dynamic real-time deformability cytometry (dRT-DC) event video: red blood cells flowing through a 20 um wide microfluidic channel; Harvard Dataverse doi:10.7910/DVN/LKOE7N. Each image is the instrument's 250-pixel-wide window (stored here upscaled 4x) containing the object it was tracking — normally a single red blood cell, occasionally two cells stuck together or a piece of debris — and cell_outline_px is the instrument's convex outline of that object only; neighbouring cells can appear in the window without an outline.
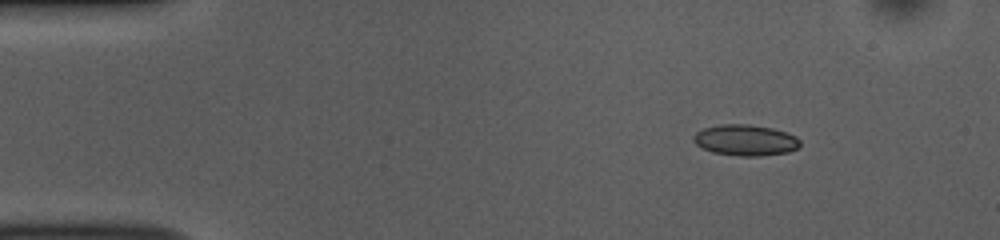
{"species": "common noctule bat (a hibernating species)", "species_latin": "Nyctalus noctula", "temperature_condition": "room temperature", "stored_images_in_passage": 46, "camera_frame_rate_fps": 3000, "um_per_image_px": 0.085, "animal": {"sex": "female", "body_mass_g": 10.0, "forearm_length_mm": 53.1}, "frame": {"image": 1, "passage_image": 1, "time_ms": 0.0, "image_size_px": [1000, 240], "cell_outline_px": [[800, 148], [788, 152], [760, 156], [736, 156], [712, 152], [696, 144], [692, 140], [692, 136], [696, 132], [704, 128], [720, 124], [748, 124], [772, 128], [796, 136], [800, 140]], "centroid_in_image_um": [63.36, 11.92], "position_along_channel_um": 21.6, "area_um2": 19.36}}
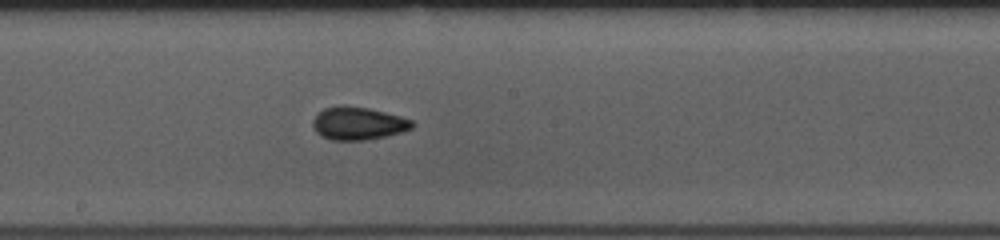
{"frame": {"image": 2, "passage_image": 22, "time_ms": 7.0, "image_size_px": [1000, 240], "cell_outline_px": [[416, 124], [412, 128], [388, 136], [364, 140], [332, 140], [316, 132], [312, 128], [312, 120], [324, 108], [340, 104], [344, 104], [368, 108], [400, 116], [412, 120]], "centroid_in_image_um": [30.44, 10.47], "position_along_channel_um": 217.8, "area_um2": 19.13}}
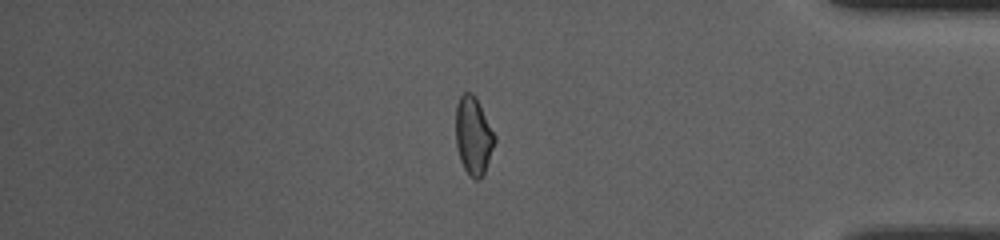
{"frame": {"image": 3, "passage_image": 38, "time_ms": 12.333, "image_size_px": [1000, 240], "cell_outline_px": [[496, 140], [484, 172], [480, 180], [472, 180], [468, 176], [460, 160], [456, 144], [456, 104], [460, 96], [464, 92], [472, 92], [476, 96], [496, 136]], "centroid_in_image_um": [40.23, 11.54], "position_along_channel_um": 395.0, "area_um2": 17.86}, "authors_computed_cell_mechanics": {"area_um2": 18.207, "velocity_mm_per_s": 3.876, "shape_relaxation_time_tau1_ms": 8.4298, "shape_relaxation_time_tau2_ms": 2.5739, "deformation_change_tau1": 0.148, "deformation_change_tau2": 0.0813}}